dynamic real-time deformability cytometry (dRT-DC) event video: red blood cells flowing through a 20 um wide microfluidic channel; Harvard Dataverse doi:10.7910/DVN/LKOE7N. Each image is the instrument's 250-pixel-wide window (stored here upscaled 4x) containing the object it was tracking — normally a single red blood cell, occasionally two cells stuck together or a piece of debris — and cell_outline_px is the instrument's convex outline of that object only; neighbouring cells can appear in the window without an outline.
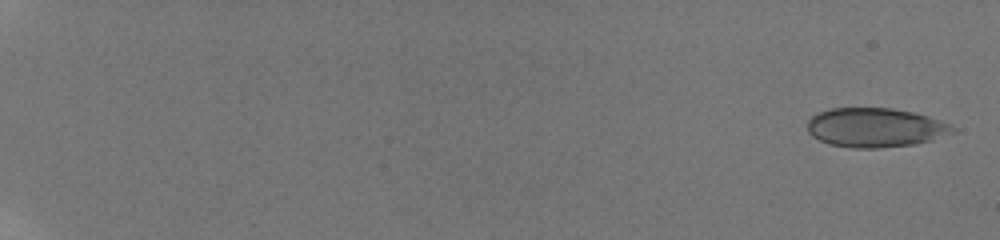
{"species": "human", "species_latin": "Homo sapiens", "temperature_condition": "room temperature", "stored_images_in_passage": 48, "camera_frame_rate_fps": 3000, "um_per_image_px": 0.085, "donor": {"sex": "male"}, "frame": {"image": 1, "passage_image": 1, "time_ms": 0.0, "image_size_px": [1000, 240], "cell_outline_px": [[956, 132], [928, 140], [912, 144], [880, 148], [852, 148], [828, 144], [812, 136], [808, 132], [808, 120], [812, 116], [820, 112], [832, 108], [892, 108], [912, 112], [928, 116], [952, 124], [956, 128]], "centroid_in_image_um": [74.4, 10.84], "position_along_channel_um": 10.6, "area_um2": 33.12}}
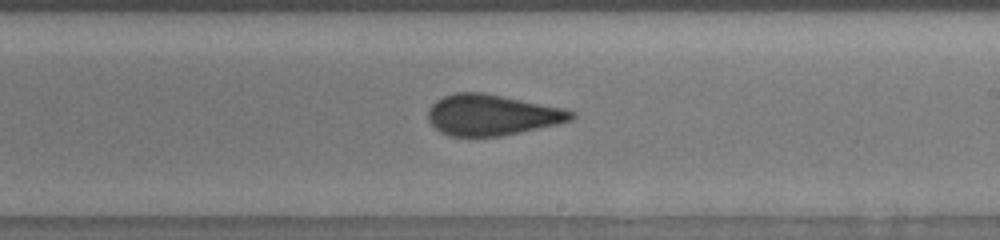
{"frame": {"image": 2, "passage_image": 28, "time_ms": 12.333, "image_size_px": [1000, 240], "cell_outline_px": [[576, 116], [572, 120], [556, 124], [520, 132], [500, 136], [448, 136], [440, 132], [428, 120], [428, 112], [432, 104], [436, 100], [444, 96], [456, 92], [484, 92], [564, 108], [576, 112]], "centroid_in_image_um": [41.82, 9.76], "position_along_channel_um": 247.2, "area_um2": 34.1}}
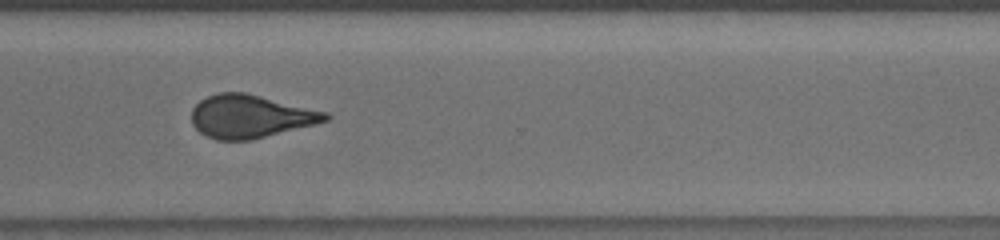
{"frame": {"image": 3, "passage_image": 36, "time_ms": 15.0, "image_size_px": [1000, 240], "cell_outline_px": [[332, 116], [328, 120], [252, 140], [216, 140], [200, 132], [192, 124], [192, 108], [200, 100], [216, 92], [244, 92], [328, 112]], "centroid_in_image_um": [21.26, 9.89], "position_along_channel_um": 349.3, "area_um2": 33.41}, "authors_computed_cell_mechanics": {"area_um2": 34.102, "velocity_mm_per_s": 3.8307, "shape_relaxation_time_tau1_ms": 11.2073, "shape_relaxation_time_tau2_ms": 1.0725, "deformation_change_tau1": 0.1798, "deformation_change_tau2": 0.0565}}